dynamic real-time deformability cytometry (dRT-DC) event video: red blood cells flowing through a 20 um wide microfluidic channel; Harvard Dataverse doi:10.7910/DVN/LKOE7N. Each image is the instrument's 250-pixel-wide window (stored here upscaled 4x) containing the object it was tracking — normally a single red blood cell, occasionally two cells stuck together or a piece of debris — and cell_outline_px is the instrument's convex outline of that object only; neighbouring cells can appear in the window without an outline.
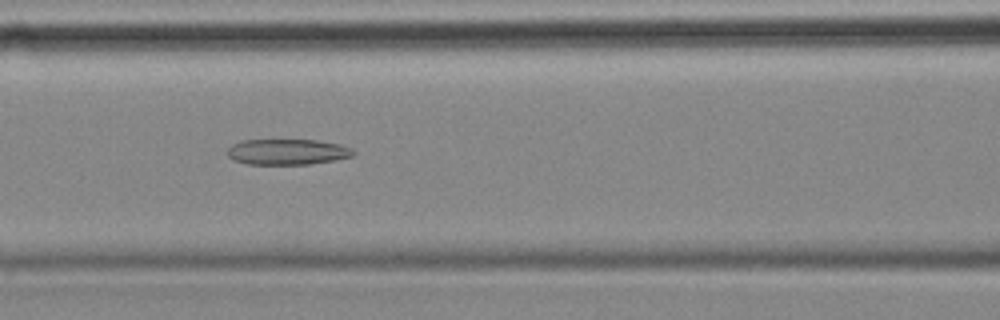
{"species": "common noctule bat (a hibernating species)", "species_latin": "Nyctalus noctula", "temperature_condition": "cold", "stored_images_in_passage": 42, "camera_frame_rate_fps": 3000, "um_per_image_px": 0.085, "animal": {"sex": "female", "body_mass_g": 18.4}, "frame": {"image": 1, "passage_image": 23, "time_ms": 7.333, "image_size_px": [1000, 320], "cell_outline_px": [[356, 152], [352, 156], [336, 160], [308, 164], [248, 164], [232, 160], [228, 156], [228, 148], [232, 144], [240, 140], [316, 140], [340, 144], [352, 148]], "centroid_in_image_um": [24.43, 12.9], "position_along_channel_um": 142.2, "area_um2": 18.96}}
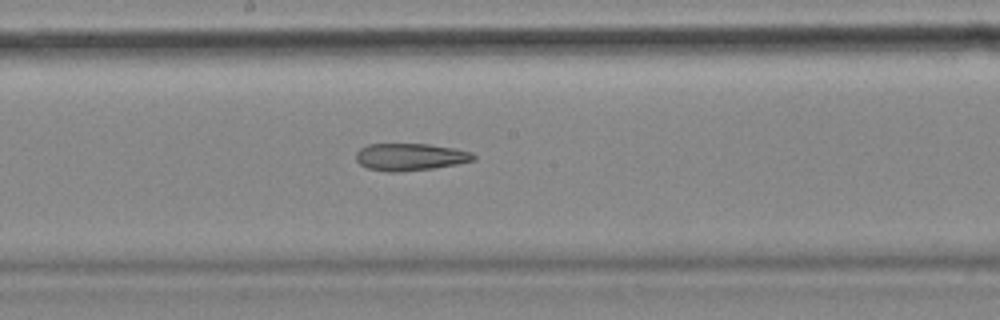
{"frame": {"image": 2, "passage_image": 29, "time_ms": 9.333, "image_size_px": [1000, 320], "cell_outline_px": [[476, 160], [436, 168], [400, 172], [388, 172], [368, 168], [360, 164], [356, 160], [356, 152], [360, 148], [368, 144], [428, 144], [452, 148], [472, 152], [476, 156]], "centroid_in_image_um": [34.87, 13.34], "position_along_channel_um": 213.3, "area_um2": 18.73}}
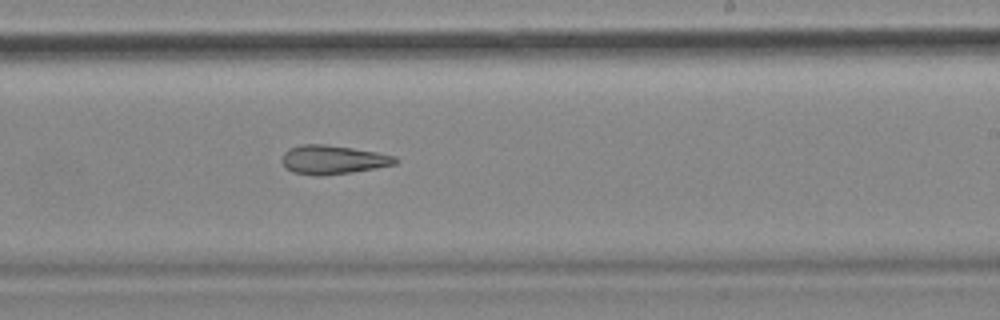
{"frame": {"image": 3, "passage_image": 33, "time_ms": 10.667, "image_size_px": [1000, 320], "cell_outline_px": [[400, 160], [396, 164], [376, 168], [352, 172], [324, 176], [316, 176], [292, 172], [284, 168], [280, 160], [284, 152], [288, 148], [300, 144], [324, 144], [352, 148], [376, 152], [396, 156]], "centroid_in_image_um": [28.26, 13.58], "position_along_channel_um": 260.7, "area_um2": 19.42}}